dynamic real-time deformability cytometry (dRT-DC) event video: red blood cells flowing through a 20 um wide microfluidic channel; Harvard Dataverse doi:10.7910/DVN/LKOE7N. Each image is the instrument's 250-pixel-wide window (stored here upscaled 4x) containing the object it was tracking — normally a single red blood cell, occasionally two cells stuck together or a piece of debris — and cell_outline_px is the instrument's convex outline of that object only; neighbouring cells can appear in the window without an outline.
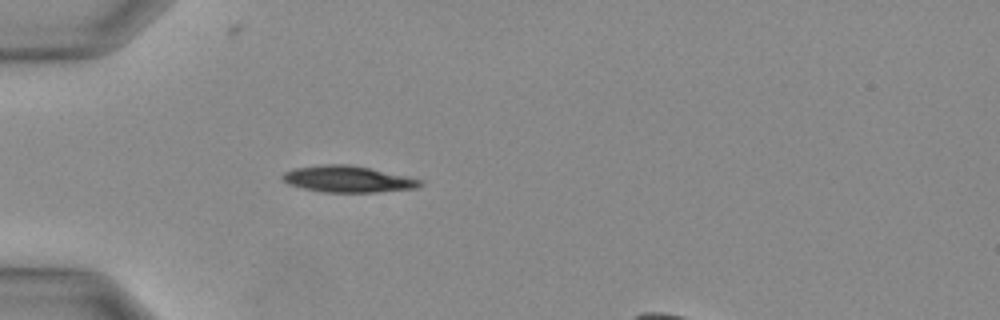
{"species": "Egyptian fruit bat (a non-hibernating species)", "species_latin": "Rousettus aegyptiacus", "temperature_condition": "warm", "stored_images_in_passage": 26, "camera_frame_rate_fps": 3000, "um_per_image_px": 0.085, "animal": {"sex": "female"}, "frame": {"image": 1, "passage_image": 5, "time_ms": 1.333, "image_size_px": [1000, 320], "cell_outline_px": [[424, 184], [420, 188], [376, 192], [324, 192], [304, 188], [288, 184], [280, 176], [284, 172], [292, 168], [324, 164], [348, 164], [368, 168], [404, 176], [420, 180]], "centroid_in_image_um": [29.53, 15.22], "position_along_channel_um": 55.5, "area_um2": 21.04}}
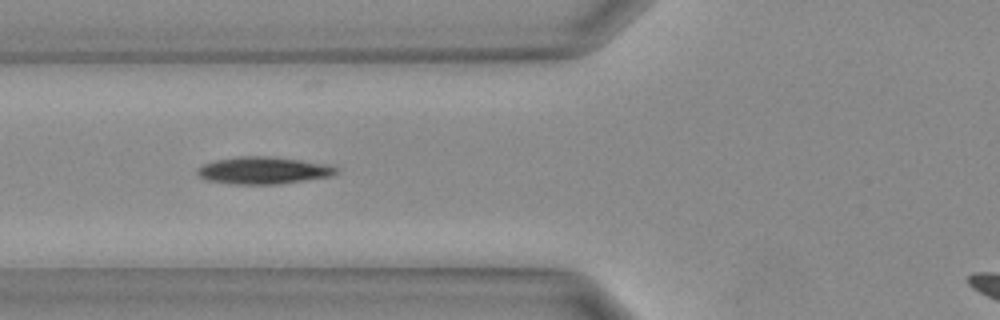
{"frame": {"image": 2, "passage_image": 8, "time_ms": 2.333, "image_size_px": [1000, 320], "cell_outline_px": [[340, 168], [336, 172], [328, 176], [276, 184], [236, 184], [208, 180], [200, 176], [196, 172], [196, 168], [204, 164], [216, 160], [240, 156], [268, 156], [332, 164]], "centroid_in_image_um": [22.39, 14.47], "position_along_channel_um": 103.4, "area_um2": 21.73}}